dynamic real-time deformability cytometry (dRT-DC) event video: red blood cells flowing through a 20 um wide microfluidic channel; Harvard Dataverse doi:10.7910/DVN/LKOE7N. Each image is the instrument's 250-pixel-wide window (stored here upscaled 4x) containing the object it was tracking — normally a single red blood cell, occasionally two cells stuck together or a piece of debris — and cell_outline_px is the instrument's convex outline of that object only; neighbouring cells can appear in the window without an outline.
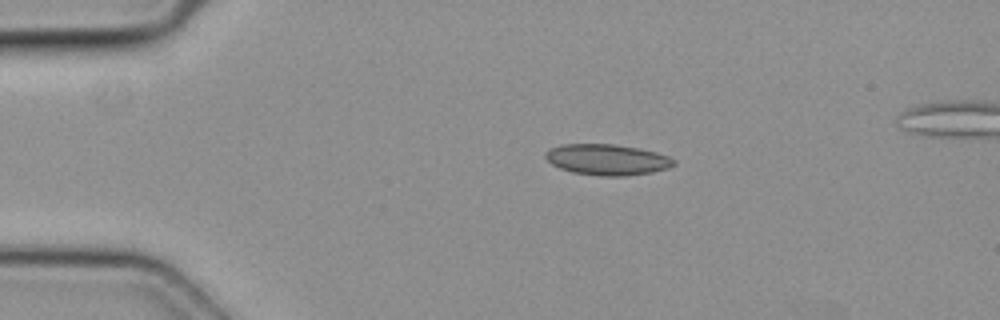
{"species": "common noctule bat (a hibernating species)", "species_latin": "Nyctalus noctula", "temperature_condition": "cold", "stored_images_in_passage": 35, "camera_frame_rate_fps": 3000, "um_per_image_px": 0.085, "animal": {"sex": "female", "body_mass_g": 19.3, "forearm_length_mm": 54.1}, "frame": {"image": 1, "passage_image": 3, "time_ms": 0.667, "image_size_px": [1000, 320], "cell_outline_px": [[676, 164], [668, 168], [652, 172], [624, 176], [600, 176], [572, 172], [560, 168], [552, 164], [544, 156], [552, 148], [564, 144], [612, 144], [640, 148], [656, 152], [668, 156], [676, 160]], "centroid_in_image_um": [51.65, 13.57], "position_along_channel_um": 33.3, "area_um2": 23.0}}
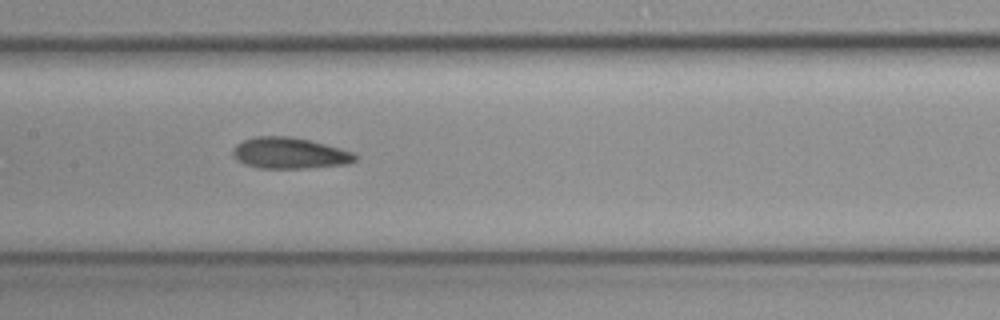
{"frame": {"image": 2, "passage_image": 17, "time_ms": 5.333, "image_size_px": [1000, 320], "cell_outline_px": [[356, 160], [348, 164], [304, 168], [260, 168], [244, 164], [236, 160], [232, 156], [232, 148], [236, 144], [244, 140], [256, 136], [288, 136], [308, 140], [356, 152]], "centroid_in_image_um": [24.59, 13.02], "position_along_channel_um": 182.8, "area_um2": 22.25}}
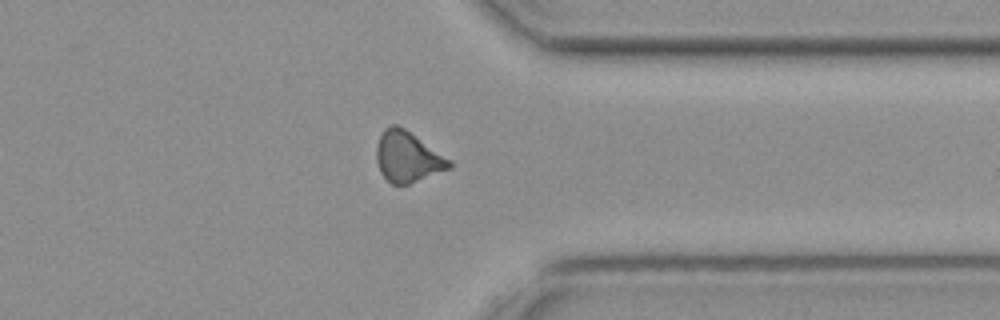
{"frame": {"image": 3, "passage_image": 31, "time_ms": 10.0, "image_size_px": [1000, 320], "cell_outline_px": [[452, 168], [408, 184], [392, 184], [380, 172], [376, 160], [376, 144], [384, 128], [392, 124], [396, 124], [404, 128], [452, 160]], "centroid_in_image_um": [34.65, 13.33], "position_along_channel_um": 376.8, "area_um2": 21.5}}